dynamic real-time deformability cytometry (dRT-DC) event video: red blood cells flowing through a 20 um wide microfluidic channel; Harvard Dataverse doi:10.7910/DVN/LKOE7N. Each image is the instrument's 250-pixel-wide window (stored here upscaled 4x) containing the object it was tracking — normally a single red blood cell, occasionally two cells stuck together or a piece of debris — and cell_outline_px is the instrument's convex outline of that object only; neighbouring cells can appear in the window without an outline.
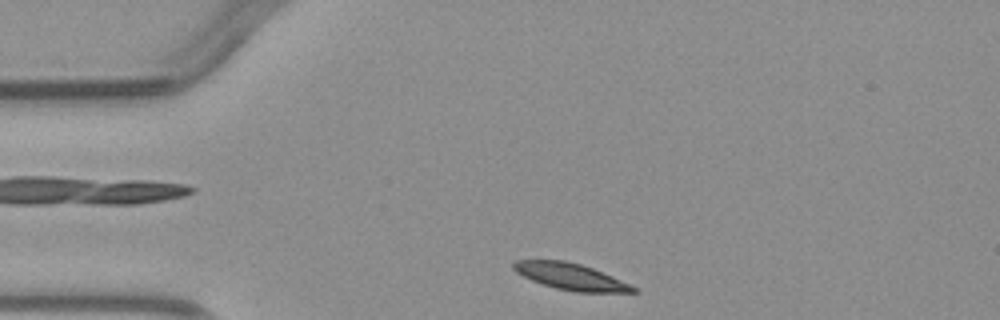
{"species": "common noctule bat (a hibernating species)", "species_latin": "Nyctalus noctula", "temperature_condition": "warm", "stored_images_in_passage": 4, "camera_frame_rate_fps": 3000, "um_per_image_px": 0.085, "animal": {"sex": "male", "body_mass_g": 23.1, "forearm_length_mm": 52.7}, "frame": {"image": 1, "passage_image": 4, "time_ms": 4.333, "image_size_px": [1000, 320], "cell_outline_px": [[640, 292], [576, 292], [556, 288], [532, 280], [516, 272], [512, 268], [512, 260], [564, 260], [580, 264], [592, 268], [632, 284]], "centroid_in_image_um": [48.51, 23.5], "position_along_channel_um": 36.5, "area_um2": 18.44}}